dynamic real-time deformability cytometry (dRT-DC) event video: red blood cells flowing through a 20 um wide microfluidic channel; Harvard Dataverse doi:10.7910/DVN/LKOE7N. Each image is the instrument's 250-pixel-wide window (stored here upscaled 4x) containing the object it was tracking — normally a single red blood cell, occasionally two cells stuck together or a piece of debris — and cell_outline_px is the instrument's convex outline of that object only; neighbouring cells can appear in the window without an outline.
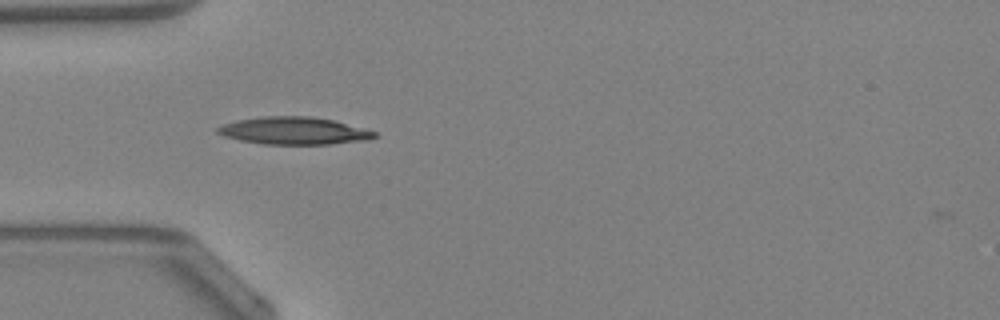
{"species": "Egyptian fruit bat (a non-hibernating species)", "species_latin": "Rousettus aegyptiacus", "temperature_condition": "warm", "stored_images_in_passage": 35, "camera_frame_rate_fps": 3000, "um_per_image_px": 0.085, "animal": {"sex": "female"}, "frame": {"image": 1, "passage_image": 2, "time_ms": 0.333, "image_size_px": [1000, 320], "cell_outline_px": [[380, 136], [368, 140], [332, 144], [264, 144], [240, 140], [224, 136], [216, 132], [216, 128], [224, 124], [236, 120], [264, 116], [312, 116], [332, 120], [376, 132]], "centroid_in_image_um": [24.99, 11.12], "position_along_channel_um": 60.0, "area_um2": 25.03}, "authors_computed_cell_mechanics": {"area_um2": 23.5246, "velocity_mm_per_s": 4.3117, "shape_relaxation_time_tau1_ms": 10.5479, "shape_relaxation_time_tau2_ms": 4.9246, "deformation_change_tau1": 0.2953, "deformation_change_tau2": 0.1755}}